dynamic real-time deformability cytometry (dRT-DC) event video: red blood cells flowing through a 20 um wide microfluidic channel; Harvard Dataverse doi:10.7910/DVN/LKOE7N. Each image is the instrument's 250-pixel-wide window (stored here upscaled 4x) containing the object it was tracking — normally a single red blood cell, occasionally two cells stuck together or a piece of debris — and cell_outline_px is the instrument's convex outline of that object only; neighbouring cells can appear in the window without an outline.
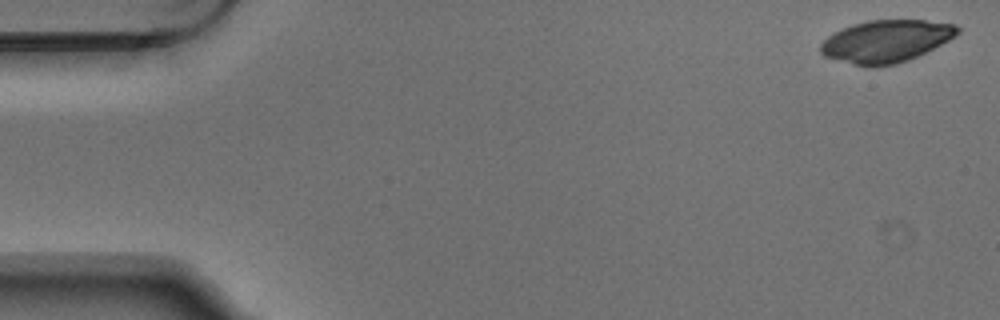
{"species": "Egyptian fruit bat (a non-hibernating species)", "species_latin": "Rousettus aegyptiacus", "temperature_condition": "warm", "stored_images_in_passage": 5, "camera_frame_rate_fps": 3000, "um_per_image_px": 0.085, "animal": {"sex": "male"}, "frame": {"image": 1, "passage_image": 1, "time_ms": 0.0, "image_size_px": [1000, 320], "cell_outline_px": [[960, 32], [956, 36], [908, 60], [896, 64], [876, 68], [872, 68], [824, 56], [820, 52], [820, 44], [828, 36], [852, 24], [868, 20], [924, 20], [956, 24], [960, 28]], "centroid_in_image_um": [75.32, 3.5], "position_along_channel_um": 9.7, "area_um2": 33.58}}
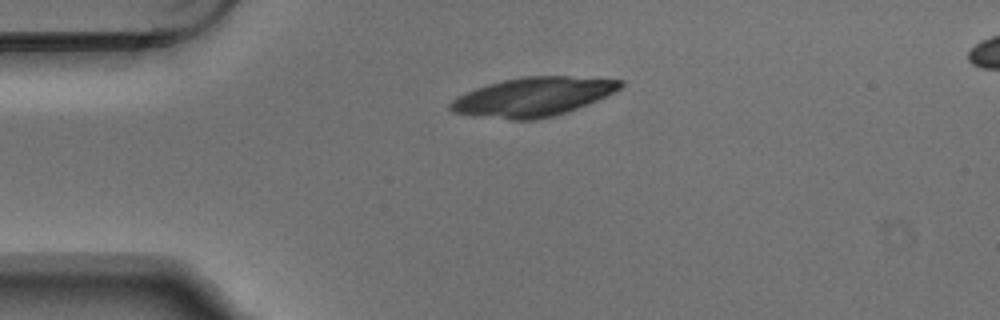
{"frame": {"image": 2, "passage_image": 4, "time_ms": 1.0, "image_size_px": [1000, 320], "cell_outline_px": [[624, 84], [620, 88], [596, 100], [576, 108], [552, 116], [532, 120], [512, 120], [472, 116], [452, 112], [448, 108], [448, 104], [456, 96], [476, 88], [488, 84], [504, 80], [524, 76], [568, 76], [624, 80]], "centroid_in_image_um": [45.23, 8.23], "position_along_channel_um": 39.8, "area_um2": 38.38}}